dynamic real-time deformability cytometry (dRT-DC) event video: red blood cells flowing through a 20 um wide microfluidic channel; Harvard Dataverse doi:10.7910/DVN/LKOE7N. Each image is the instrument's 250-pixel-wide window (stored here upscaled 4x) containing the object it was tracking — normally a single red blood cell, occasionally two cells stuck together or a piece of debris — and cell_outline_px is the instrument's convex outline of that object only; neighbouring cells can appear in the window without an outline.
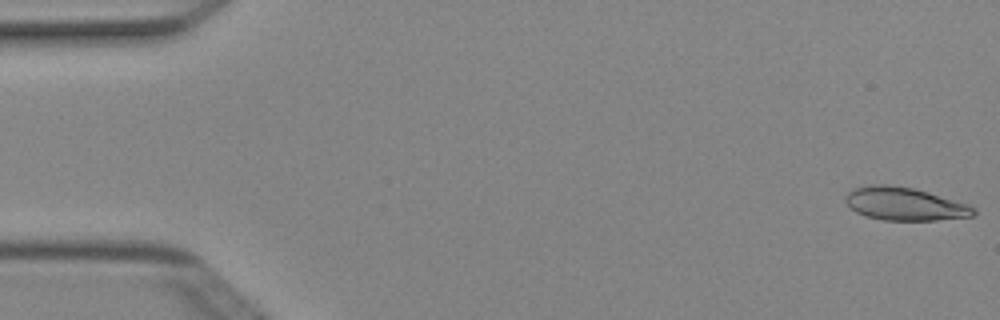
{"species": "Egyptian fruit bat (a non-hibernating species)", "species_latin": "Rousettus aegyptiacus", "temperature_condition": "cold", "stored_images_in_passage": 7, "segment_of_instrument_passage": [1, 2], "camera_frame_rate_fps": 3000, "um_per_image_px": 0.085, "animal": {"sex": "female"}, "frame": {"image": 1, "passage_image": 1, "time_ms": 0.0, "image_size_px": [1000, 320], "cell_outline_px": [[976, 212], [972, 216], [936, 220], [884, 220], [864, 216], [856, 212], [844, 200], [848, 192], [852, 188], [872, 184], [888, 184], [912, 188], [928, 192], [968, 204], [976, 208]], "centroid_in_image_um": [76.88, 17.33], "position_along_channel_um": 8.1, "area_um2": 24.62}}
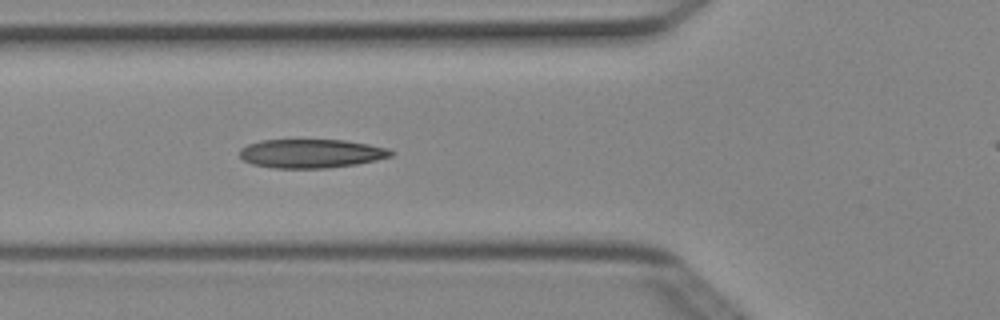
{"frame": {"image": 2, "passage_image": 6, "time_ms": 1.667, "image_size_px": [1000, 320], "cell_outline_px": [[392, 156], [376, 160], [356, 164], [324, 168], [272, 168], [252, 164], [244, 160], [240, 156], [240, 148], [248, 144], [260, 140], [344, 140], [368, 144], [388, 148], [392, 152]], "centroid_in_image_um": [26.42, 13.05], "position_along_channel_um": 99.4, "area_um2": 25.32}}